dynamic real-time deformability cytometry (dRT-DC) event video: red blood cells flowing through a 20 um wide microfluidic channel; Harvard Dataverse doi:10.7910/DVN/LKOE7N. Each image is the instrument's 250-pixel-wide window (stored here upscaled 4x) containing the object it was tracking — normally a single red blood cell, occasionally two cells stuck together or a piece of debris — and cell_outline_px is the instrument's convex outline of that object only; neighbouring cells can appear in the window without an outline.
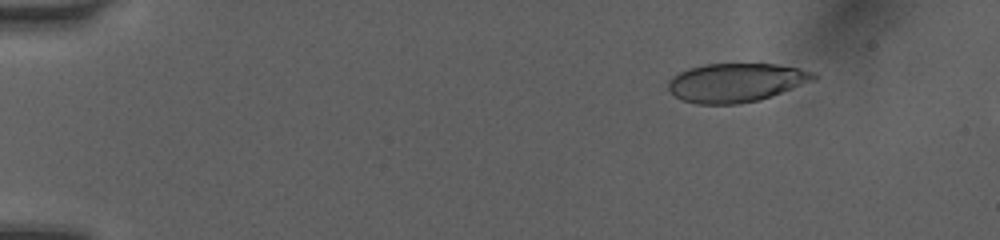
{"species": "human", "species_latin": "Homo sapiens", "temperature_condition": "room temperature", "stored_images_in_passage": 4, "camera_frame_rate_fps": 3000, "um_per_image_px": 0.085, "donor": {"sex": "female"}, "frame": {"image": 1, "passage_image": 2, "time_ms": 0.333, "image_size_px": [1000, 240], "cell_outline_px": [[816, 80], [760, 100], [736, 104], [696, 104], [684, 100], [676, 96], [668, 88], [668, 80], [672, 76], [688, 68], [704, 64], [776, 64], [800, 68], [812, 72], [816, 76]], "centroid_in_image_um": [62.57, 7.01], "position_along_channel_um": 22.4, "area_um2": 32.83}}